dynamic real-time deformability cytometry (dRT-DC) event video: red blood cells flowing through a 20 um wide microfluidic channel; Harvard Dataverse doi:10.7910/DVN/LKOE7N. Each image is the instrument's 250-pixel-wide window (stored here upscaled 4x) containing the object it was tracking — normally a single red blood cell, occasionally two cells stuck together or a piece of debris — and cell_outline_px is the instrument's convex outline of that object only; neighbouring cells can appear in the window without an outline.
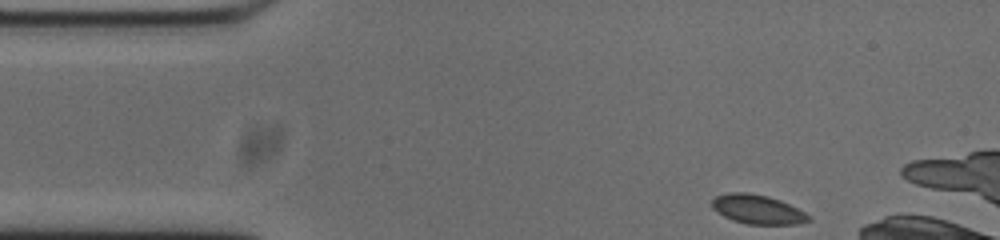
{"species": "common noctule bat (a hibernating species)", "species_latin": "Nyctalus noctula", "temperature_condition": "cold", "stored_images_in_passage": 49, "camera_frame_rate_fps": 3000, "um_per_image_px": 0.085, "animal": {"sex": "male", "body_mass_g": 20.0, "forearm_length_mm": 53.3}, "frame": {"image": 1, "passage_image": 1, "time_ms": 0.0, "image_size_px": [1000, 240], "cell_outline_px": [[812, 220], [796, 224], [748, 224], [732, 220], [724, 216], [712, 208], [712, 200], [716, 196], [728, 192], [748, 192], [768, 196], [780, 200], [812, 216]], "centroid_in_image_um": [64.39, 17.79], "position_along_channel_um": 20.6, "area_um2": 16.42}}
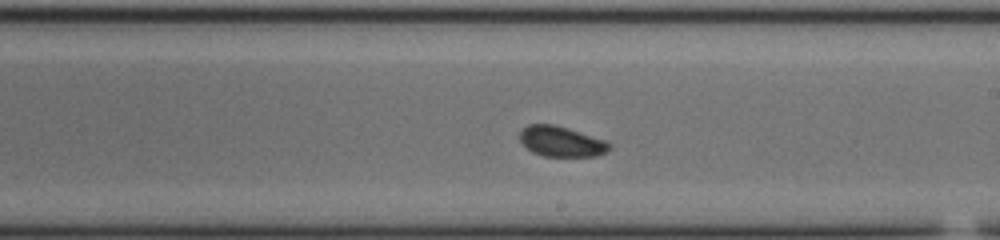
{"frame": {"image": 2, "passage_image": 24, "time_ms": 7.667, "image_size_px": [1000, 240], "cell_outline_px": [[612, 148], [608, 152], [596, 156], [544, 156], [532, 152], [520, 140], [520, 132], [528, 124], [552, 124], [568, 128], [604, 140], [612, 144]], "centroid_in_image_um": [47.74, 12.03], "position_along_channel_um": 241.3, "area_um2": 15.78}}
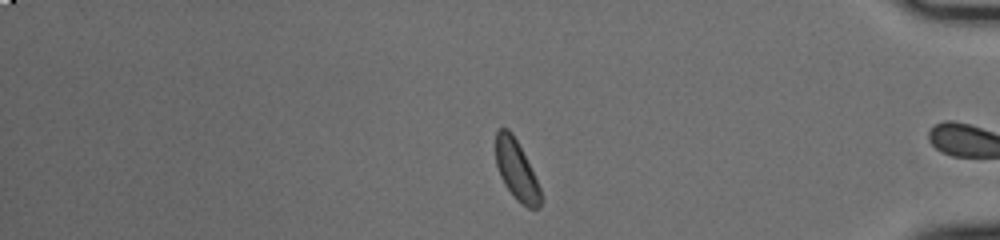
{"frame": {"image": 3, "passage_image": 39, "time_ms": 12.667, "image_size_px": [1000, 240], "cell_outline_px": [[540, 208], [528, 208], [516, 200], [504, 184], [500, 176], [496, 164], [496, 132], [500, 128], [508, 128], [512, 132], [540, 188]], "centroid_in_image_um": [43.86, 14.47], "position_along_channel_um": 391.3, "area_um2": 15.2}, "authors_computed_cell_mechanics": {"area_um2": 16.2418, "velocity_mm_per_s": 3.7174, "shape_relaxation_time_tau1_ms": 1.8944, "shape_relaxation_time_tau2_ms": null, "deformation_change_tau1": 0.0393, "deformation_change_tau2": null}}